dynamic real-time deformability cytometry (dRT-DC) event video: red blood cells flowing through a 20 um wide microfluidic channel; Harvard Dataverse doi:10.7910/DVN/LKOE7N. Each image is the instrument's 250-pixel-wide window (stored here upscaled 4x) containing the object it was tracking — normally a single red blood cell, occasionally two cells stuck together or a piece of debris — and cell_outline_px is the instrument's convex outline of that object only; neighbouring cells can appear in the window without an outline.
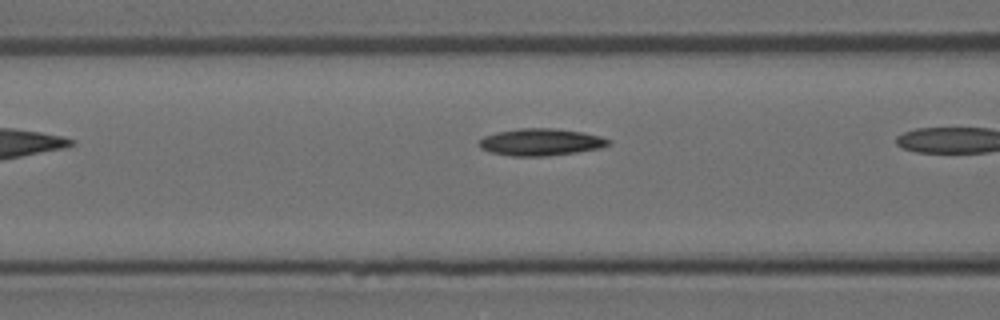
{"species": "Egyptian fruit bat (a non-hibernating species)", "species_latin": "Rousettus aegyptiacus", "temperature_condition": "room temperature", "stored_images_in_passage": 6, "camera_frame_rate_fps": 3000, "um_per_image_px": 0.085, "animal": {"sex": "female"}, "frame": {"image": 1, "passage_image": 5, "time_ms": 1.333, "image_size_px": [1000, 320], "cell_outline_px": [[612, 140], [608, 144], [600, 148], [576, 152], [544, 156], [512, 156], [488, 152], [480, 148], [480, 140], [484, 136], [496, 132], [520, 128], [552, 128], [580, 132], [600, 136]], "centroid_in_image_um": [45.93, 12.08], "position_along_channel_um": 120.7, "area_um2": 20.23}}